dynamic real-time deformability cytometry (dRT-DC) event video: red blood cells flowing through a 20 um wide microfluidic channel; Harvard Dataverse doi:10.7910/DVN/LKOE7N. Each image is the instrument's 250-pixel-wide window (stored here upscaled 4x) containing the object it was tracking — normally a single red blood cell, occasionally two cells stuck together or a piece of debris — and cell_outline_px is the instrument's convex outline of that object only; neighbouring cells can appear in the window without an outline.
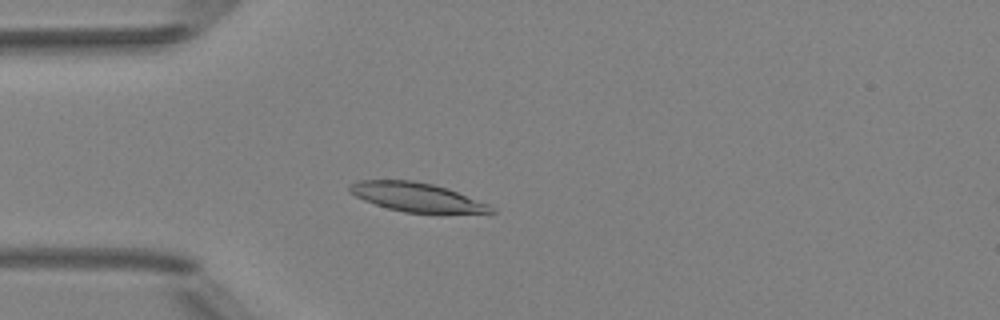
{"species": "Egyptian fruit bat (a non-hibernating species)", "species_latin": "Rousettus aegyptiacus", "temperature_condition": "room temperature", "stored_images_in_passage": 6, "camera_frame_rate_fps": 3000, "um_per_image_px": 0.085, "animal": {"sex": "female"}, "frame": {"image": 1, "passage_image": 4, "time_ms": 3.667, "image_size_px": [1000, 320], "cell_outline_px": [[496, 212], [440, 216], [404, 212], [388, 208], [364, 200], [348, 192], [348, 184], [360, 180], [412, 180], [432, 184], [448, 188], [488, 204], [496, 208]], "centroid_in_image_um": [35.51, 16.81], "position_along_channel_um": 49.5, "area_um2": 24.8}}
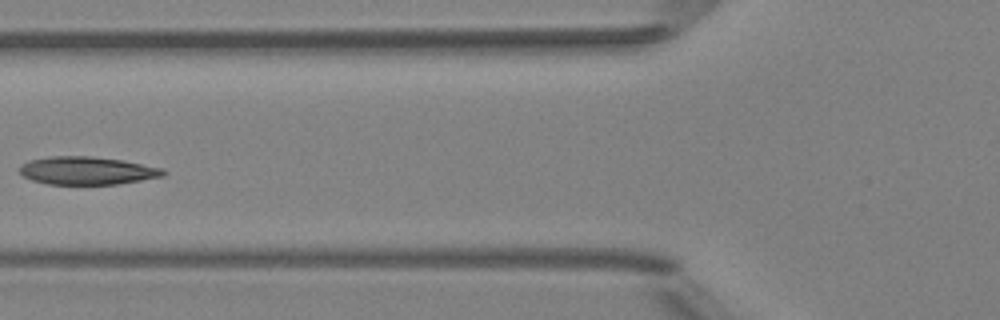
{"frame": {"image": 2, "passage_image": 6, "time_ms": 5.667, "image_size_px": [1000, 320], "cell_outline_px": [[164, 176], [116, 184], [48, 184], [32, 180], [24, 176], [16, 168], [20, 164], [28, 160], [48, 156], [88, 156], [120, 160], [164, 168]], "centroid_in_image_um": [7.33, 14.5], "position_along_channel_um": 118.5, "area_um2": 23.35}}